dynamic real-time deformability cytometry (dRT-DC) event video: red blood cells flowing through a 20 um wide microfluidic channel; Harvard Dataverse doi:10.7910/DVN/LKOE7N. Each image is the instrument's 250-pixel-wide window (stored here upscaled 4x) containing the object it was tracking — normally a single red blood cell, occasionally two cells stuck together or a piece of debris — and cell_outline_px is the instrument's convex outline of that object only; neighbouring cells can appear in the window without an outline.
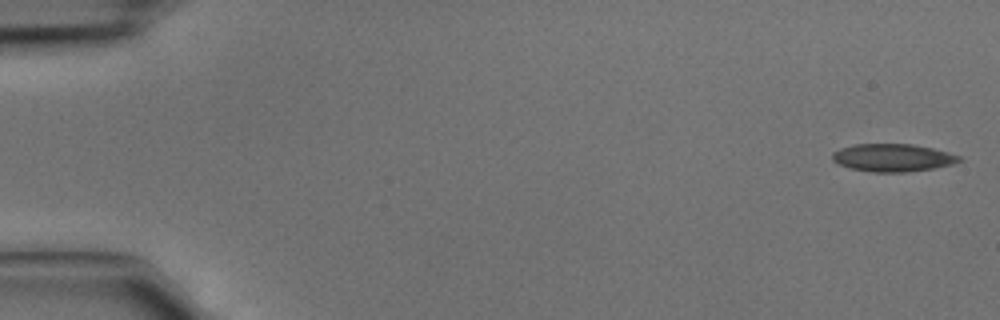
{"species": "common noctule bat (a hibernating species)", "species_latin": "Nyctalus noctula", "temperature_condition": "cold", "stored_images_in_passage": 44, "camera_frame_rate_fps": 3000, "um_per_image_px": 0.085, "animal": {"sex": "male", "body_mass_g": 15.6}, "frame": {"image": 1, "passage_image": 1, "time_ms": 0.0, "image_size_px": [1000, 320], "cell_outline_px": [[964, 160], [952, 164], [932, 168], [904, 172], [872, 172], [852, 168], [840, 164], [832, 160], [832, 152], [840, 148], [856, 144], [912, 144], [932, 148], [948, 152], [960, 156]], "centroid_in_image_um": [75.89, 13.4], "position_along_channel_um": 9.1, "area_um2": 20.35}}
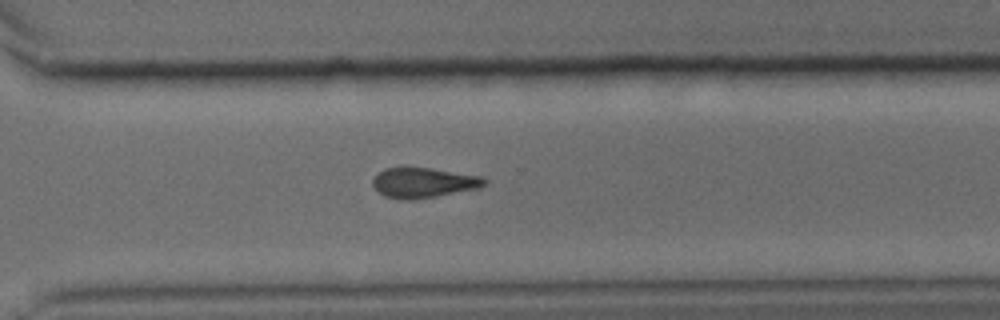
{"frame": {"image": 2, "passage_image": 32, "time_ms": 10.333, "image_size_px": [1000, 320], "cell_outline_px": [[488, 184], [480, 188], [436, 196], [412, 200], [400, 200], [384, 196], [372, 184], [372, 180], [376, 172], [384, 168], [428, 168], [480, 176], [488, 180]], "centroid_in_image_um": [35.99, 15.54], "position_along_channel_um": 334.6, "area_um2": 19.59}}
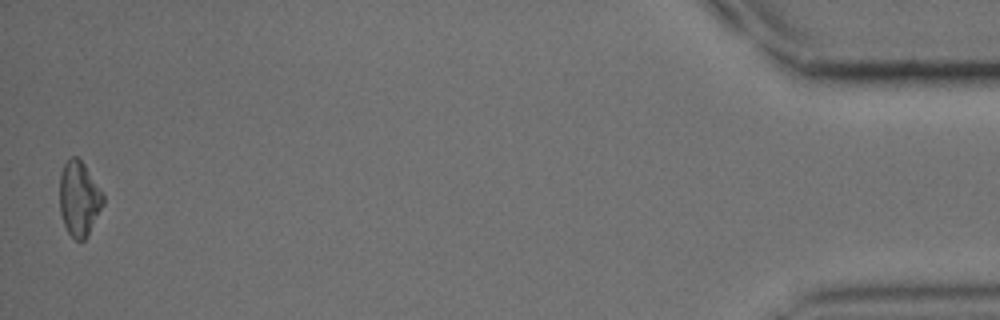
{"frame": {"image": 3, "passage_image": 44, "time_ms": 14.333, "image_size_px": [1000, 320], "cell_outline_px": [[104, 204], [88, 236], [84, 240], [76, 240], [68, 232], [64, 224], [60, 212], [60, 172], [64, 164], [72, 156], [76, 156], [84, 164], [104, 192]], "centroid_in_image_um": [6.74, 16.88], "position_along_channel_um": 428.5, "area_um2": 19.13}}